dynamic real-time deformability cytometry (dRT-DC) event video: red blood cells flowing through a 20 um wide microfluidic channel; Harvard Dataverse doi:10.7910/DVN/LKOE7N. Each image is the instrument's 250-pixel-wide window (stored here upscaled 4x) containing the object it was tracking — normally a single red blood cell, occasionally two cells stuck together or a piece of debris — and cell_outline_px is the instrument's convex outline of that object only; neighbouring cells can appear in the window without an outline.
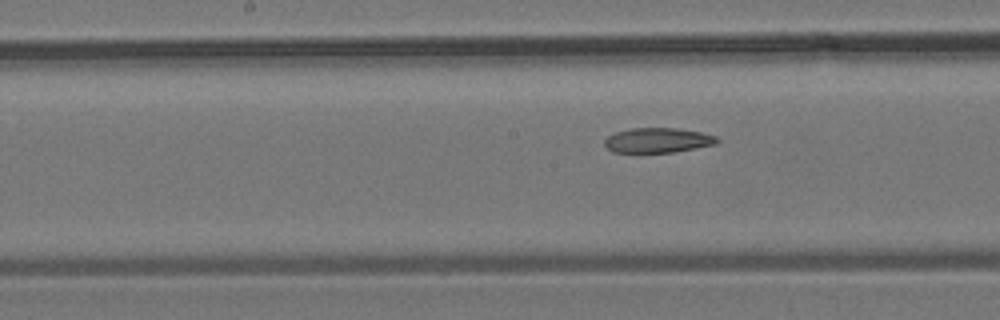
{"species": "common noctule bat (a hibernating species)", "species_latin": "Nyctalus noctula", "temperature_condition": "room temperature", "stored_images_in_passage": 7, "camera_frame_rate_fps": 3000, "um_per_image_px": 0.085, "animal": {"sex": "male", "body_mass_g": 19.2, "forearm_length_mm": 51.8}, "frame": {"image": 1, "passage_image": 7, "time_ms": 7.0, "image_size_px": [1000, 320], "cell_outline_px": [[720, 140], [716, 144], [696, 148], [672, 152], [612, 152], [604, 144], [604, 140], [608, 136], [616, 132], [632, 128], [676, 128], [700, 132], [716, 136]], "centroid_in_image_um": [55.92, 11.92], "position_along_channel_um": 192.3, "area_um2": 16.18}}